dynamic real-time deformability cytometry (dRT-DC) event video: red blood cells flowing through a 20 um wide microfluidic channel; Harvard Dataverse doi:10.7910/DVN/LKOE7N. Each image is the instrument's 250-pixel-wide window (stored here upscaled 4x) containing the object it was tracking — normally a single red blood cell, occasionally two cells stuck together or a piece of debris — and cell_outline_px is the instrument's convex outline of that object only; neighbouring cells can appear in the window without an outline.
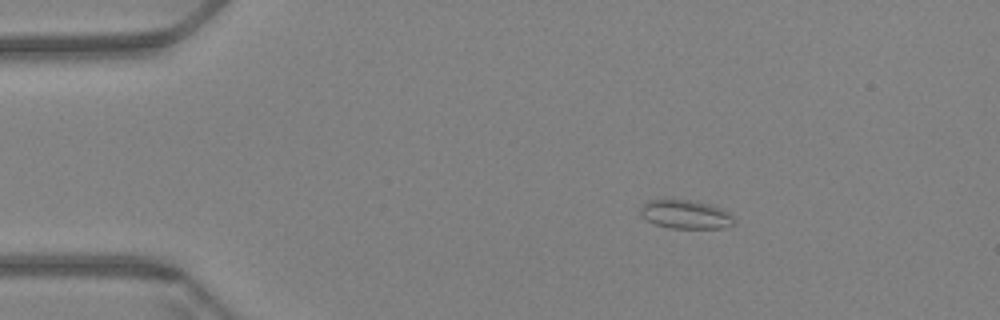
{"species": "Egyptian fruit bat (a non-hibernating species)", "species_latin": "Rousettus aegyptiacus", "temperature_condition": "warm", "stored_images_in_passage": 52, "camera_frame_rate_fps": 3000, "um_per_image_px": 0.085, "animal": {"sex": "female"}, "frame": {"image": 1, "passage_image": 2, "time_ms": 0.333, "image_size_px": [1000, 320], "cell_outline_px": [[732, 224], [724, 228], [668, 228], [656, 224], [648, 220], [640, 212], [640, 208], [648, 200], [688, 200], [712, 204], [728, 212], [732, 216]], "centroid_in_image_um": [58.28, 18.22], "position_along_channel_um": 26.7, "area_um2": 15.37}}
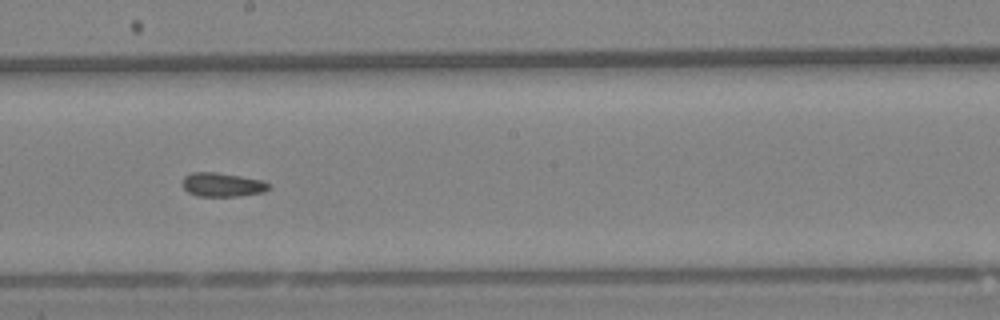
{"frame": {"image": 2, "passage_image": 26, "time_ms": 8.333, "image_size_px": [1000, 320], "cell_outline_px": [[272, 188], [264, 192], [236, 196], [196, 196], [188, 192], [180, 184], [184, 176], [192, 172], [216, 172], [264, 180], [272, 184]], "centroid_in_image_um": [18.92, 15.69], "position_along_channel_um": 229.3, "area_um2": 12.31}}
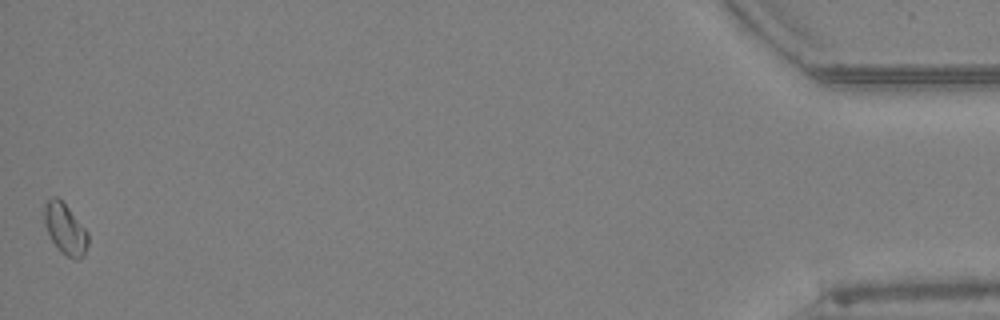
{"frame": {"image": 3, "passage_image": 52, "time_ms": 17.0, "image_size_px": [1000, 320], "cell_outline_px": [[88, 244], [84, 256], [76, 260], [60, 252], [52, 240], [44, 224], [44, 204], [52, 196], [56, 196], [68, 208], [88, 232]], "centroid_in_image_um": [5.54, 19.47], "position_along_channel_um": 429.7, "area_um2": 12.83}, "authors_computed_cell_mechanics": {"area_um2": 12.3114, "velocity_mm_per_s": 3.3938, "shape_relaxation_time_tau1_ms": null, "shape_relaxation_time_tau2_ms": 5.8308, "deformation_change_tau1": null, "deformation_change_tau2": 0.1018}}